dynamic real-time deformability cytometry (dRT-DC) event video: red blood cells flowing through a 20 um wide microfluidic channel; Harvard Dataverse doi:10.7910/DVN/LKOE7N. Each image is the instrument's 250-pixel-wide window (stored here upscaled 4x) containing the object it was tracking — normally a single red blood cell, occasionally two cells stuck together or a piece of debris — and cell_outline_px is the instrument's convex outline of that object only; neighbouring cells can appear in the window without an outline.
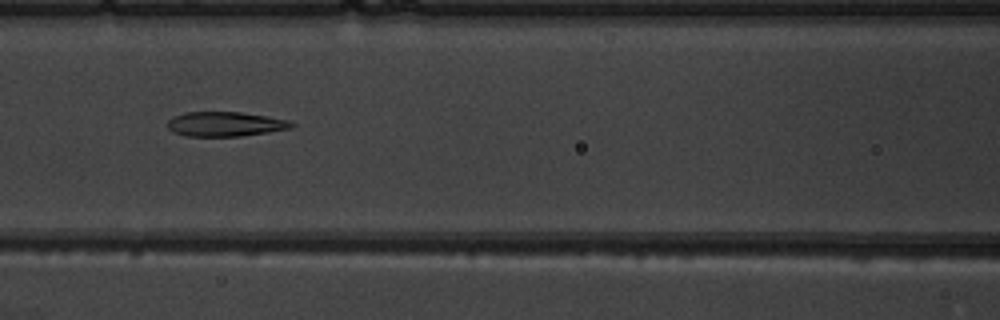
{"species": "common noctule bat (a hibernating species)", "species_latin": "Nyctalus noctula", "temperature_condition": "warm", "stored_images_in_passage": 9, "camera_frame_rate_fps": 3000, "um_per_image_px": 0.085, "animal": {"sex": "male", "body_mass_g": 19.5, "forearm_length_mm": 54.6}, "frame": {"image": 1, "passage_image": 7, "time_ms": 6.667, "image_size_px": [1000, 320], "cell_outline_px": [[296, 124], [292, 128], [268, 132], [240, 136], [184, 136], [172, 132], [168, 128], [168, 120], [172, 116], [184, 112], [240, 112], [292, 120]], "centroid_in_image_um": [19.15, 10.54], "position_along_channel_um": 147.5, "area_um2": 17.98}}
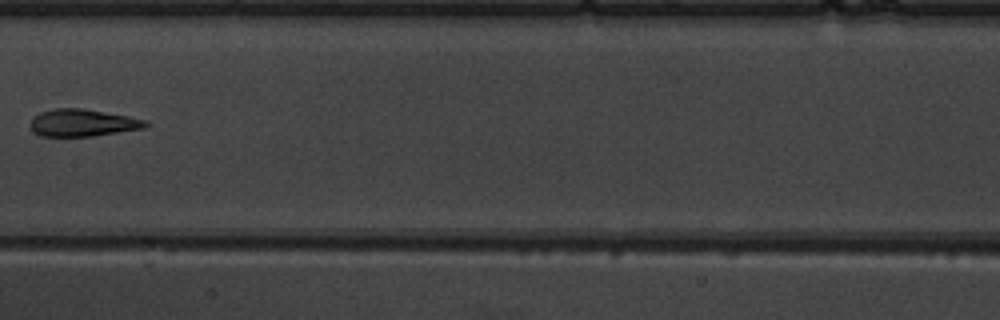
{"frame": {"image": 2, "passage_image": 8, "time_ms": 8.0, "image_size_px": [1000, 320], "cell_outline_px": [[152, 124], [144, 128], [92, 136], [40, 136], [32, 132], [28, 124], [32, 116], [40, 112], [56, 108], [80, 108], [128, 116], [148, 120]], "centroid_in_image_um": [6.99, 10.44], "position_along_channel_um": 200.4, "area_um2": 18.5}}
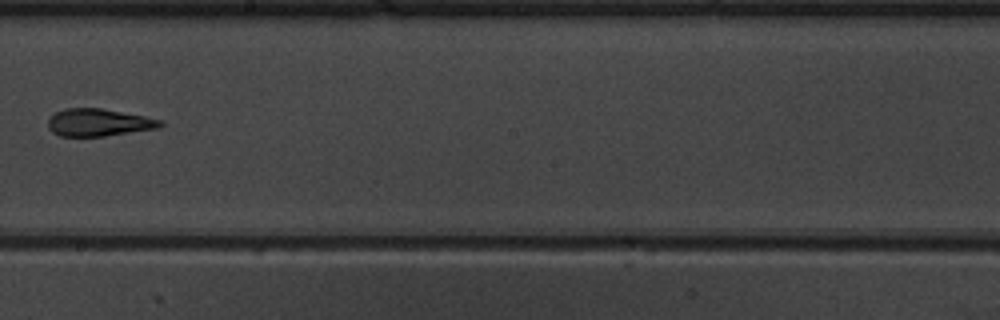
{"frame": {"image": 3, "passage_image": 9, "time_ms": 9.0, "image_size_px": [1000, 320], "cell_outline_px": [[164, 124], [160, 128], [104, 136], [60, 136], [52, 132], [48, 128], [48, 120], [56, 112], [64, 108], [100, 108], [144, 116], [160, 120]], "centroid_in_image_um": [8.38, 10.41], "position_along_channel_um": 239.8, "area_um2": 17.86}}